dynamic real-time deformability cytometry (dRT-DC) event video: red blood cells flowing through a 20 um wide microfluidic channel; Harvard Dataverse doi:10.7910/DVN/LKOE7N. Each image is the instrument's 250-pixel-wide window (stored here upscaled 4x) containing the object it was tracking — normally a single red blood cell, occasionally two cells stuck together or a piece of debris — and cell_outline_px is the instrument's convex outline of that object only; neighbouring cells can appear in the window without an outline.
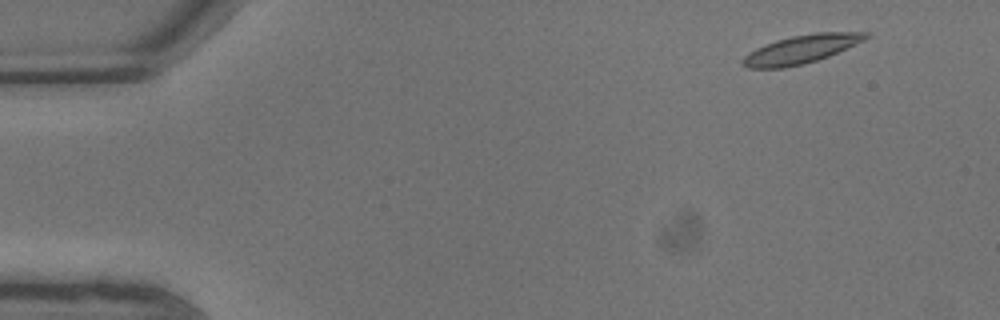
{"species": "common noctule bat (a hibernating species)", "species_latin": "Nyctalus noctula", "temperature_condition": "warm", "stored_images_in_passage": 10, "camera_frame_rate_fps": 3000, "um_per_image_px": 0.085, "animal": {"sex": "male", "body_mass_g": 13.3}, "frame": {"image": 1, "passage_image": 2, "time_ms": 0.333, "image_size_px": [1000, 320], "cell_outline_px": [[872, 36], [864, 40], [828, 56], [804, 64], [784, 68], [748, 68], [740, 64], [740, 60], [748, 52], [764, 44], [776, 40], [792, 36], [816, 32], [868, 32]], "centroid_in_image_um": [68.05, 4.19], "position_along_channel_um": 16.9, "area_um2": 20.4}}
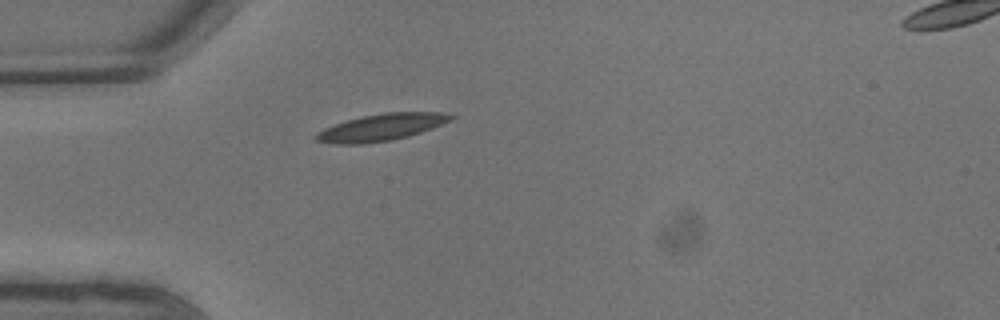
{"frame": {"image": 2, "passage_image": 6, "time_ms": 1.667, "image_size_px": [1000, 320], "cell_outline_px": [[456, 116], [452, 120], [432, 128], [408, 136], [388, 140], [360, 144], [332, 144], [316, 140], [312, 136], [324, 128], [348, 120], [364, 116], [384, 112], [444, 112]], "centroid_in_image_um": [32.42, 10.81], "position_along_channel_um": 52.6, "area_um2": 20.92}}
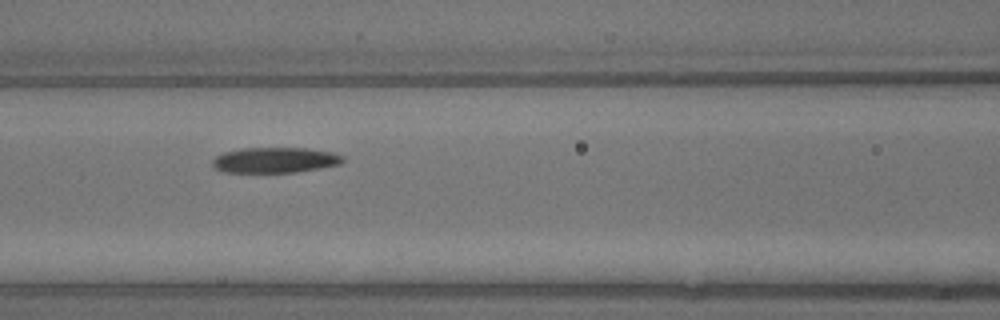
{"frame": {"image": 3, "passage_image": 9, "time_ms": 2.667, "image_size_px": [1000, 320], "cell_outline_px": [[344, 160], [340, 164], [320, 168], [296, 172], [224, 172], [216, 168], [212, 164], [212, 160], [216, 156], [224, 152], [244, 148], [308, 148], [332, 152], [344, 156]], "centroid_in_image_um": [23.39, 13.6], "position_along_channel_um": 143.2, "area_um2": 19.31}}